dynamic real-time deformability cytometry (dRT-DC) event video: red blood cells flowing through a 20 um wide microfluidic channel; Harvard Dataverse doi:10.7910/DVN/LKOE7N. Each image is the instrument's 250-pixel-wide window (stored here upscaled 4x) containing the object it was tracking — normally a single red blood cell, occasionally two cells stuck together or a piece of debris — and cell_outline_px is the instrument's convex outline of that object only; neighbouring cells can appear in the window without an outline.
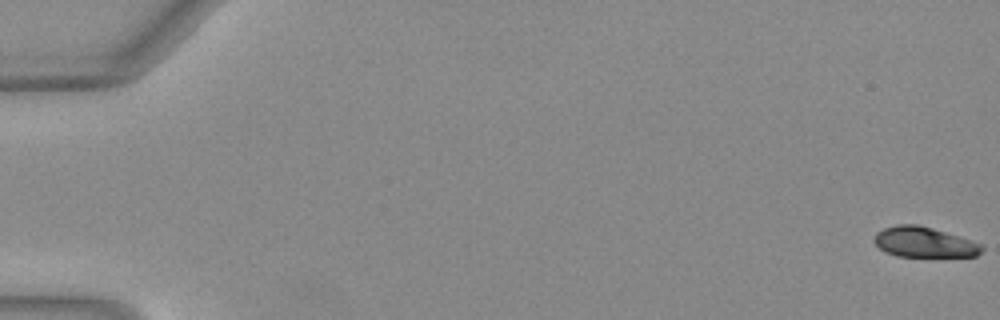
{"species": "Egyptian fruit bat (a non-hibernating species)", "species_latin": "Rousettus aegyptiacus", "temperature_condition": "warm", "stored_images_in_passage": 52, "camera_frame_rate_fps": 3000, "um_per_image_px": 0.085, "animal": {"sex": "female"}, "frame": {"image": 1, "passage_image": 1, "time_ms": 0.0, "image_size_px": [1000, 320], "cell_outline_px": [[984, 248], [976, 256], [896, 256], [884, 252], [872, 240], [876, 232], [884, 228], [896, 224], [916, 224], [932, 228], [984, 244]], "centroid_in_image_um": [78.52, 20.58], "position_along_channel_um": 6.5, "area_um2": 19.02}}
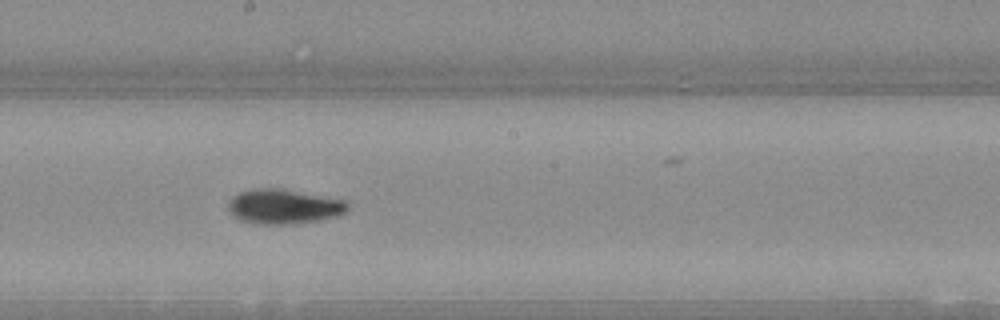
{"frame": {"image": 2, "passage_image": 30, "time_ms": 9.667, "image_size_px": [1000, 320], "cell_outline_px": [[352, 208], [348, 212], [336, 216], [320, 220], [296, 224], [256, 224], [240, 220], [232, 216], [228, 208], [228, 204], [232, 196], [240, 192], [252, 188], [284, 188], [344, 200]], "centroid_in_image_um": [24.14, 17.55], "position_along_channel_um": 224.1, "area_um2": 24.62}}
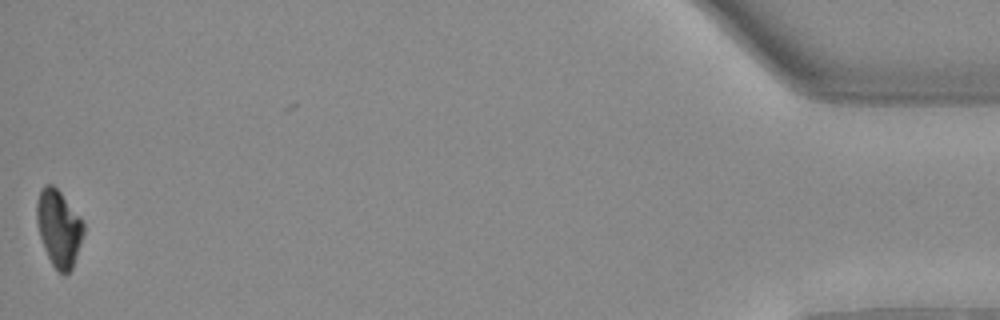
{"frame": {"image": 3, "passage_image": 52, "time_ms": 17.0, "image_size_px": [1000, 320], "cell_outline_px": [[84, 232], [72, 268], [64, 276], [52, 264], [44, 248], [36, 224], [36, 200], [40, 188], [44, 184], [52, 184], [60, 192], [80, 216], [84, 224]], "centroid_in_image_um": [4.97, 19.36], "position_along_channel_um": 430.2, "area_um2": 20.92}, "authors_computed_cell_mechanics": {"area_um2": 22.0218, "velocity_mm_per_s": 4.052, "shape_relaxation_time_tau1_ms": 4.7135, "shape_relaxation_time_tau2_ms": 2.2434, "deformation_change_tau1": 0.1752, "deformation_change_tau2": 0.0515}}